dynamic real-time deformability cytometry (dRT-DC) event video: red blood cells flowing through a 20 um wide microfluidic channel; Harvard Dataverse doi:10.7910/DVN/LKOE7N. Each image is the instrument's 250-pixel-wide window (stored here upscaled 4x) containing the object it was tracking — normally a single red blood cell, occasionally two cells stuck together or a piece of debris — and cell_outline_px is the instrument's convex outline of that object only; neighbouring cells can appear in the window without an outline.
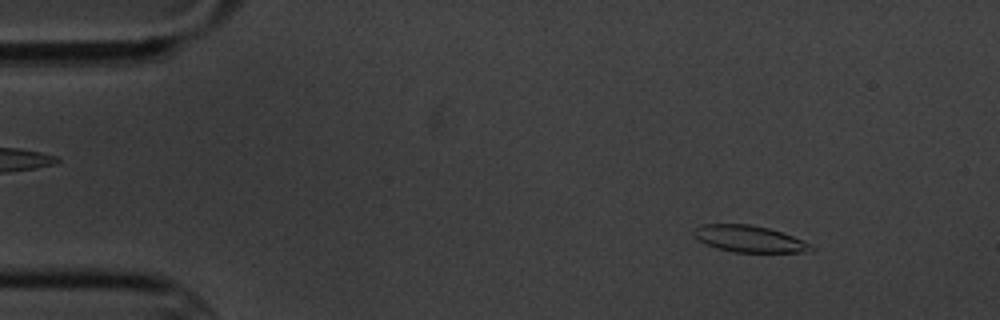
{"species": "common noctule bat (a hibernating species)", "species_latin": "Nyctalus noctula", "temperature_condition": "cold", "stored_images_in_passage": 7, "camera_frame_rate_fps": 3000, "um_per_image_px": 0.085, "animal": {"sex": "male", "body_mass_g": 20.1, "forearm_length_mm": 53.5}, "frame": {"image": 1, "passage_image": 1, "time_ms": 0.0, "image_size_px": [1000, 320], "cell_outline_px": [[816, 248], [804, 252], [736, 252], [716, 248], [700, 240], [692, 232], [696, 228], [704, 224], [748, 224], [768, 228], [804, 240], [812, 244]], "centroid_in_image_um": [63.73, 20.3], "position_along_channel_um": 21.3, "area_um2": 17.92}}
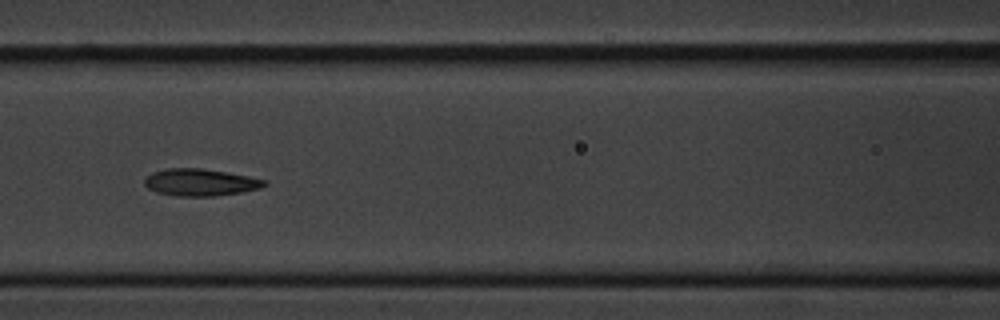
{"frame": {"image": 2, "passage_image": 6, "time_ms": 6.0, "image_size_px": [1000, 320], "cell_outline_px": [[268, 184], [260, 188], [240, 192], [216, 196], [176, 196], [156, 192], [148, 188], [144, 184], [144, 176], [152, 172], [164, 168], [200, 168], [248, 176], [268, 180]], "centroid_in_image_um": [16.99, 15.49], "position_along_channel_um": 149.6, "area_um2": 19.02}}
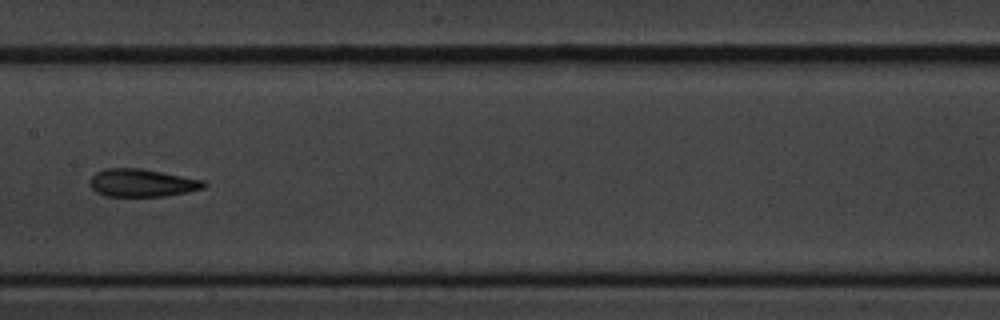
{"frame": {"image": 3, "passage_image": 7, "time_ms": 7.333, "image_size_px": [1000, 320], "cell_outline_px": [[208, 184], [204, 188], [188, 192], [164, 196], [104, 196], [96, 192], [88, 184], [88, 180], [96, 172], [104, 168], [140, 168], [204, 180]], "centroid_in_image_um": [12.04, 15.54], "position_along_channel_um": 195.4, "area_um2": 18.61}}